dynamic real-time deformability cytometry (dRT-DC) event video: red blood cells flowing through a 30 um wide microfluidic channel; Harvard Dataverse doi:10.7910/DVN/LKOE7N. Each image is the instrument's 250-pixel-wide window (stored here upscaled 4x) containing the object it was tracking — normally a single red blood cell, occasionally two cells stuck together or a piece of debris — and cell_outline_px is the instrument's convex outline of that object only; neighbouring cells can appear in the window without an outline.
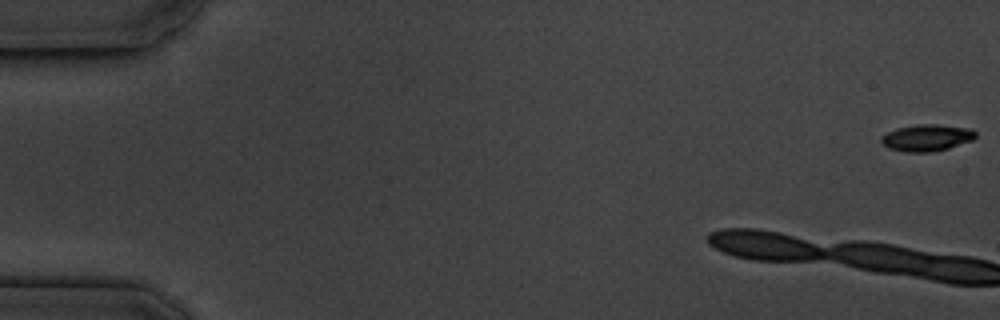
{"species": "common noctule bat (a hibernating species)", "species_latin": "Nyctalus noctula", "temperature_condition": "cold", "stored_images_in_passage": 6, "camera_frame_rate_fps": 3000, "um_per_image_px": 0.085, "animal": {"sex": "male", "body_mass_g": 19.5, "forearm_length_mm": 54.6}, "frame": {"image": 1, "passage_image": 1, "time_ms": 0.0, "image_size_px": [1000, 320], "cell_outline_px": [[976, 136], [972, 140], [948, 148], [932, 152], [904, 152], [888, 148], [880, 140], [880, 136], [896, 128], [916, 124], [936, 124], [972, 128], [976, 132]], "centroid_in_image_um": [78.77, 11.7], "position_along_channel_um": 6.2, "area_um2": 14.8}}